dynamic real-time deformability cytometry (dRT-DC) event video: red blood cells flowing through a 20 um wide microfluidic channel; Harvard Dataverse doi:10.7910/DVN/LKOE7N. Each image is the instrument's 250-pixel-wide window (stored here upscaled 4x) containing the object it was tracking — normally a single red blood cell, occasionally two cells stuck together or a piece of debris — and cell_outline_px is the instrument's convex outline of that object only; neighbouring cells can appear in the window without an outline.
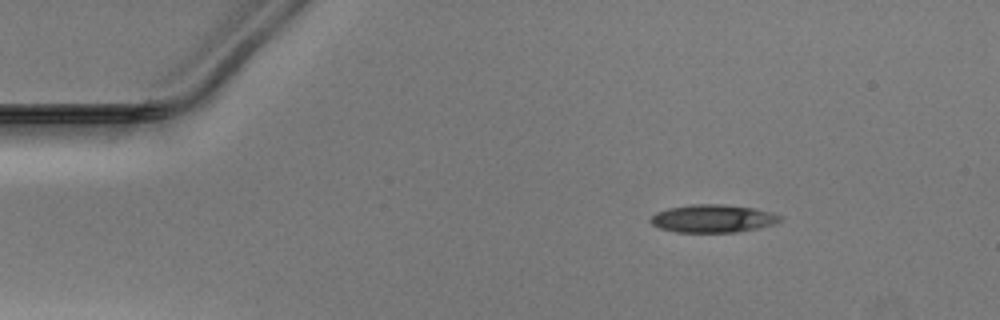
{"species": "Egyptian fruit bat (a non-hibernating species)", "species_latin": "Rousettus aegyptiacus", "temperature_condition": "warm", "stored_images_in_passage": 44, "camera_frame_rate_fps": 3000, "um_per_image_px": 0.085, "animal": {"sex": "male"}, "frame": {"image": 1, "passage_image": 1, "time_ms": 0.0, "image_size_px": [1000, 320], "cell_outline_px": [[784, 216], [776, 224], [760, 228], [736, 232], [676, 232], [660, 228], [652, 224], [648, 220], [656, 212], [668, 208], [692, 204], [724, 204], [756, 208], [772, 212]], "centroid_in_image_um": [60.63, 18.57], "position_along_channel_um": 24.4, "area_um2": 21.33}}
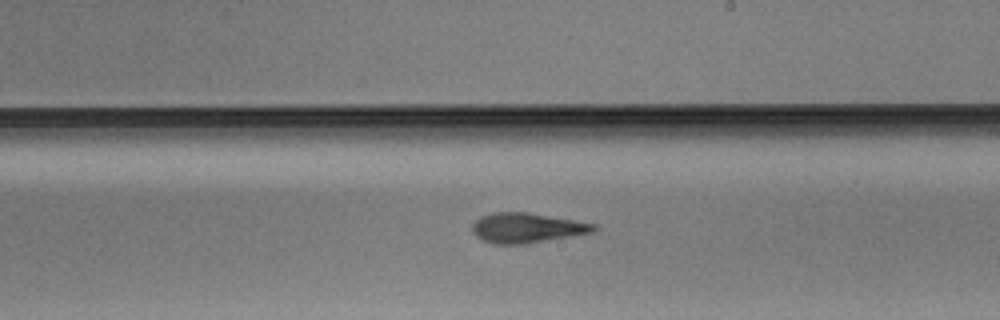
{"frame": {"image": 2, "passage_image": 23, "time_ms": 7.333, "image_size_px": [1000, 320], "cell_outline_px": [[600, 228], [596, 232], [524, 244], [492, 244], [480, 240], [472, 232], [472, 224], [480, 216], [492, 212], [528, 212], [596, 224]], "centroid_in_image_um": [44.77, 19.37], "position_along_channel_um": 244.2, "area_um2": 21.44}}
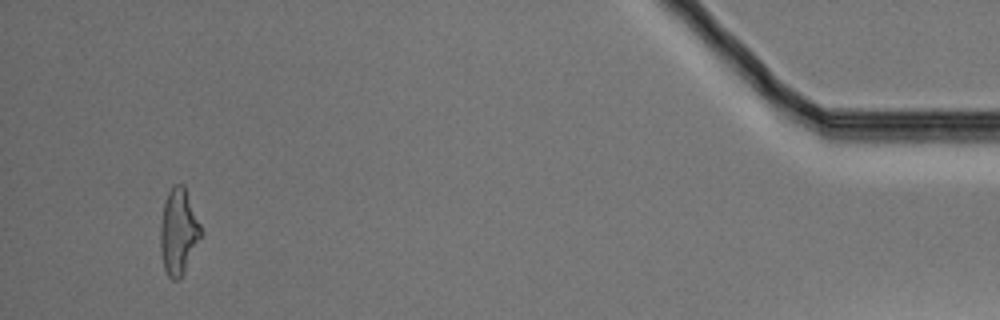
{"frame": {"image": 3, "passage_image": 42, "time_ms": 13.667, "image_size_px": [1000, 320], "cell_outline_px": [[204, 232], [180, 280], [172, 280], [168, 276], [164, 268], [160, 252], [160, 224], [164, 204], [168, 192], [172, 184], [184, 184]], "centroid_in_image_um": [15.18, 19.69], "position_along_channel_um": 420.0, "area_um2": 20.63}}